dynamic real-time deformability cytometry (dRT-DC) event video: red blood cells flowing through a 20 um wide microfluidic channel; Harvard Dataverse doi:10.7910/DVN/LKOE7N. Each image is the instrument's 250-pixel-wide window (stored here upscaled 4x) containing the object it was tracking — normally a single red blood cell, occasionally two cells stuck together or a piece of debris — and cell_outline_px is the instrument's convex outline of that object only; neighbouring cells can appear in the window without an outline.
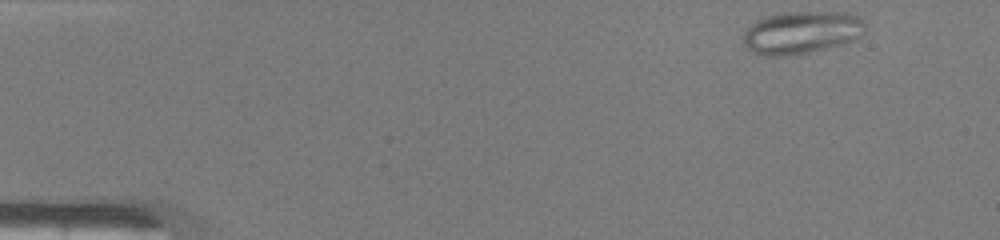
{"species": "common noctule bat (a hibernating species)", "species_latin": "Nyctalus noctula", "temperature_condition": "warm", "stored_images_in_passage": 44, "camera_frame_rate_fps": 3000, "um_per_image_px": 0.085, "animal": {"sex": "male", "body_mass_g": 19.0, "forearm_length_mm": 50.8}, "frame": {"image": 1, "passage_image": 1, "time_ms": 0.0, "image_size_px": [1000, 240], "cell_outline_px": [[864, 32], [860, 36], [852, 40], [840, 44], [808, 52], [788, 56], [764, 56], [752, 52], [744, 44], [744, 32], [756, 20], [764, 16], [784, 12], [848, 12], [864, 20]], "centroid_in_image_um": [68.11, 2.75], "position_along_channel_um": 16.9, "area_um2": 30.17}}
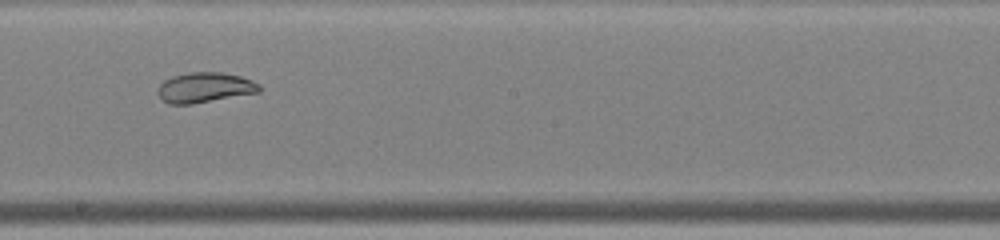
{"frame": {"image": 2, "passage_image": 24, "time_ms": 7.667, "image_size_px": [1000, 240], "cell_outline_px": [[260, 92], [192, 104], [168, 104], [160, 100], [160, 84], [164, 80], [172, 76], [188, 72], [224, 72], [240, 76], [252, 80], [260, 84]], "centroid_in_image_um": [17.42, 7.43], "position_along_channel_um": 230.8, "area_um2": 17.86}}
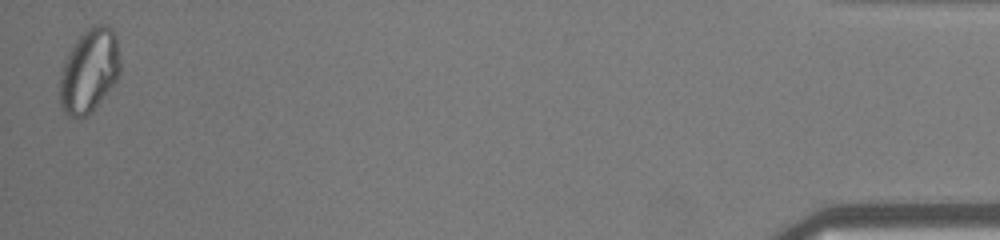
{"frame": {"image": 3, "passage_image": 44, "time_ms": 14.333, "image_size_px": [1000, 240], "cell_outline_px": [[120, 76], [92, 112], [88, 116], [80, 120], [68, 116], [60, 108], [60, 72], [64, 60], [72, 44], [88, 28], [96, 24], [108, 24], [112, 28], [116, 36], [120, 60]], "centroid_in_image_um": [7.58, 6.04], "position_along_channel_um": 427.6, "area_um2": 30.11}, "authors_computed_cell_mechanics": {"area_um2": 24.4783, "velocity_mm_per_s": 4.2225, "shape_relaxation_time_tau1_ms": null, "shape_relaxation_time_tau2_ms": 0.6909, "deformation_change_tau1": null, "deformation_change_tau2": 0.0642}}